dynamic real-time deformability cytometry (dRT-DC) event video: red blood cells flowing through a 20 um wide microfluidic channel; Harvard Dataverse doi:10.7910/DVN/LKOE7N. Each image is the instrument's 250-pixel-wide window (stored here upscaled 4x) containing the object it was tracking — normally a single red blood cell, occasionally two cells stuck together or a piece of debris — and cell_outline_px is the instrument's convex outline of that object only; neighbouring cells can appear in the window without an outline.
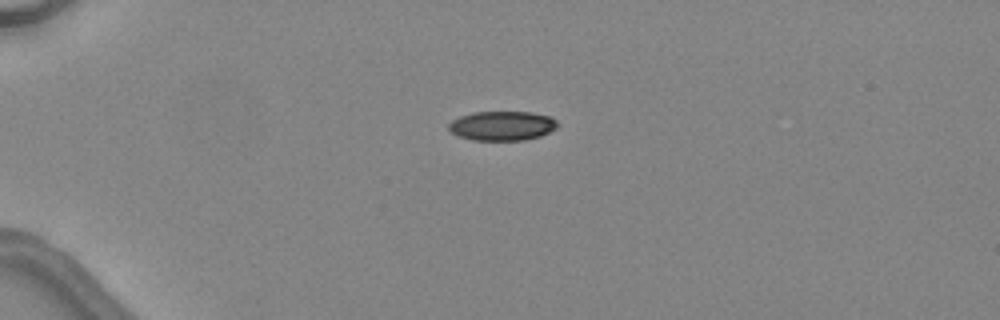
{"species": "common noctule bat (a hibernating species)", "species_latin": "Nyctalus noctula", "temperature_condition": "warm", "stored_images_in_passage": 2, "camera_frame_rate_fps": 3000, "um_per_image_px": 0.085, "animal": {"sex": "female", "body_mass_g": 24.6, "forearm_length_mm": 56.2}, "frame": {"image": 1, "passage_image": 1, "time_ms": 0.0, "image_size_px": [1000, 320], "cell_outline_px": [[556, 128], [540, 136], [524, 140], [472, 140], [460, 136], [452, 132], [448, 128], [448, 124], [452, 120], [460, 116], [472, 112], [532, 112], [552, 116], [556, 120]], "centroid_in_image_um": [42.68, 10.68], "position_along_channel_um": 42.3, "area_um2": 18.61}}